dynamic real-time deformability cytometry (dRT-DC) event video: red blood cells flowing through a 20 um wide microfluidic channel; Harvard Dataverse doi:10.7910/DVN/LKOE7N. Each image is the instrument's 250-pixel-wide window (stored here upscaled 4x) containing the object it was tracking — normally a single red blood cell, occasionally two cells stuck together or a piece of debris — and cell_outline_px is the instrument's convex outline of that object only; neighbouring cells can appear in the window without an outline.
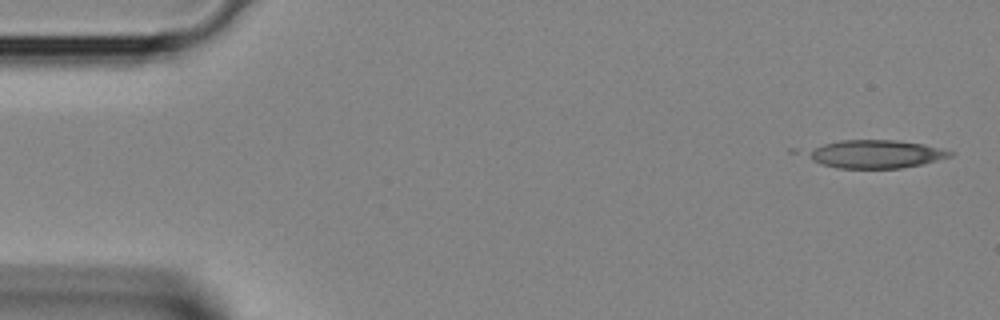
{"species": "Egyptian fruit bat (a non-hibernating species)", "species_latin": "Rousettus aegyptiacus", "temperature_condition": "room temperature", "stored_images_in_passage": 32, "camera_frame_rate_fps": 3000, "um_per_image_px": 0.085, "animal": {"sex": "female"}, "frame": {"image": 1, "passage_image": 1, "time_ms": 0.0, "image_size_px": [1000, 320], "cell_outline_px": [[956, 152], [952, 156], [920, 164], [900, 168], [836, 168], [812, 160], [804, 152], [824, 144], [840, 140], [896, 140], [924, 144]], "centroid_in_image_um": [74.45, 13.09], "position_along_channel_um": 10.6, "area_um2": 23.18}}
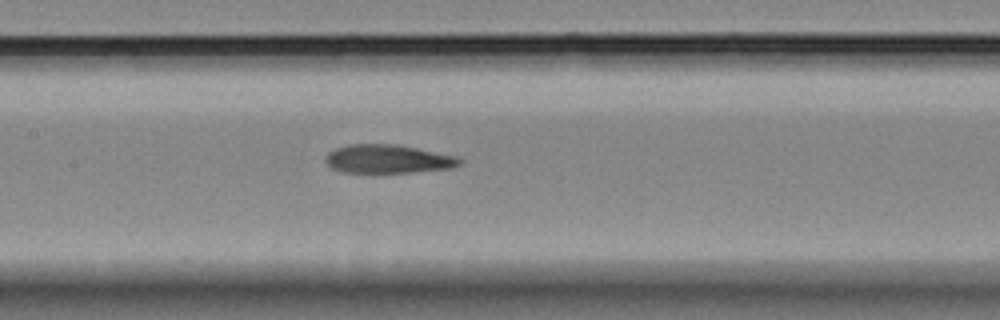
{"frame": {"image": 2, "passage_image": 17, "time_ms": 5.333, "image_size_px": [1000, 320], "cell_outline_px": [[464, 160], [460, 164], [452, 168], [412, 172], [344, 172], [332, 168], [324, 160], [324, 156], [328, 152], [336, 148], [348, 144], [396, 144], [456, 156]], "centroid_in_image_um": [32.96, 13.51], "position_along_channel_um": 174.4, "area_um2": 22.25}}
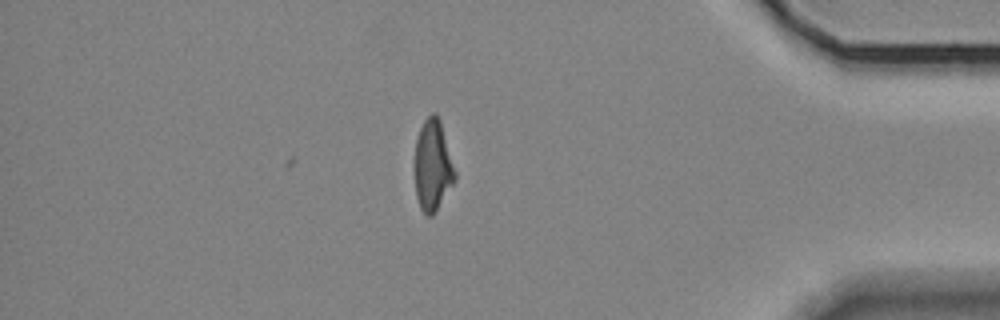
{"frame": {"image": 3, "passage_image": 32, "time_ms": 10.333, "image_size_px": [1000, 320], "cell_outline_px": [[456, 180], [432, 216], [424, 216], [420, 208], [416, 196], [416, 140], [420, 128], [424, 120], [432, 112], [436, 112], [440, 120], [456, 172]], "centroid_in_image_um": [36.8, 14.08], "position_along_channel_um": 398.4, "area_um2": 21.15}}